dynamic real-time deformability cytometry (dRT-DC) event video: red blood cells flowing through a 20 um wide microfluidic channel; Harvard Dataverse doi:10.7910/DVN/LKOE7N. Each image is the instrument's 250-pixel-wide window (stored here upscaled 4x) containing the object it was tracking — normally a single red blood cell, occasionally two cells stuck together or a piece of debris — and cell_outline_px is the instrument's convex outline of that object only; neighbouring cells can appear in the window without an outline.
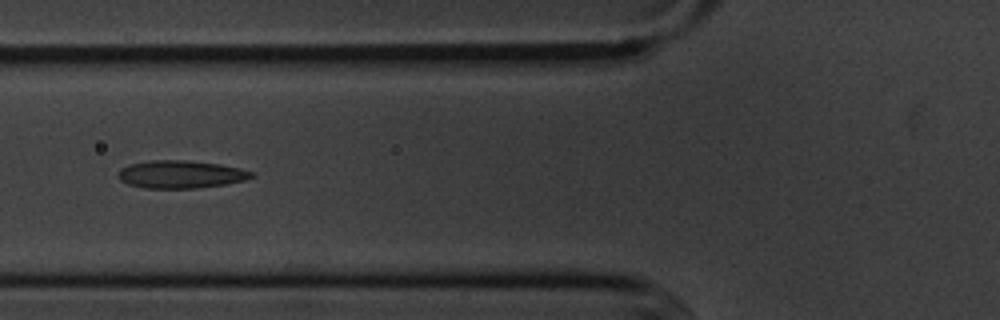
{"species": "common noctule bat (a hibernating species)", "species_latin": "Nyctalus noctula", "temperature_condition": "cold", "stored_images_in_passage": 8, "camera_frame_rate_fps": 3000, "um_per_image_px": 0.085, "animal": {"sex": "male", "body_mass_g": 20.1, "forearm_length_mm": 53.5}, "frame": {"image": 1, "passage_image": 6, "time_ms": 6.667, "image_size_px": [1000, 320], "cell_outline_px": [[252, 176], [244, 180], [224, 184], [192, 188], [144, 188], [128, 184], [120, 180], [116, 176], [120, 168], [128, 164], [152, 160], [184, 160], [220, 164], [240, 168], [252, 172]], "centroid_in_image_um": [15.28, 14.81], "position_along_channel_um": 110.5, "area_um2": 21.44}}
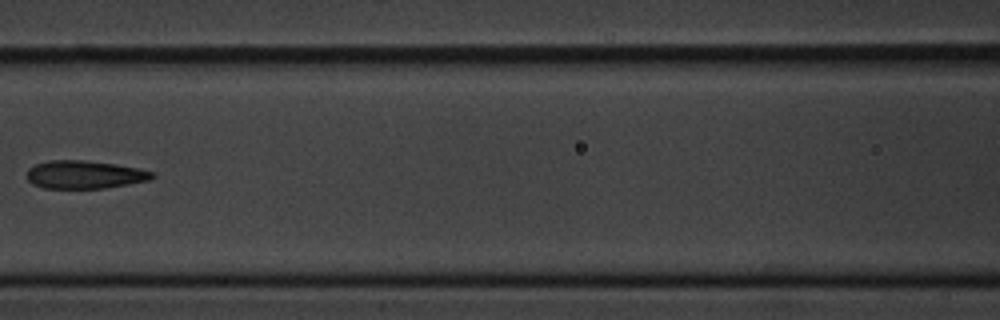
{"frame": {"image": 2, "passage_image": 7, "time_ms": 8.0, "image_size_px": [1000, 320], "cell_outline_px": [[156, 176], [148, 180], [128, 184], [104, 188], [44, 188], [32, 184], [28, 180], [28, 168], [36, 164], [48, 160], [84, 160], [116, 164], [140, 168], [156, 172]], "centroid_in_image_um": [7.22, 14.83], "position_along_channel_um": 159.4, "area_um2": 20.58}}
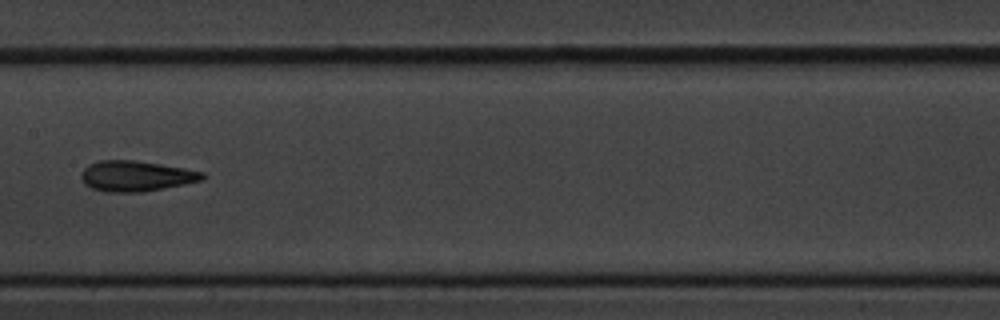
{"frame": {"image": 3, "passage_image": 8, "time_ms": 9.0, "image_size_px": [1000, 320], "cell_outline_px": [[204, 180], [164, 188], [140, 192], [108, 192], [92, 188], [84, 184], [80, 176], [84, 168], [88, 164], [100, 160], [132, 160], [160, 164], [184, 168], [204, 172]], "centroid_in_image_um": [11.55, 14.96], "position_along_channel_um": 195.9, "area_um2": 21.5}}